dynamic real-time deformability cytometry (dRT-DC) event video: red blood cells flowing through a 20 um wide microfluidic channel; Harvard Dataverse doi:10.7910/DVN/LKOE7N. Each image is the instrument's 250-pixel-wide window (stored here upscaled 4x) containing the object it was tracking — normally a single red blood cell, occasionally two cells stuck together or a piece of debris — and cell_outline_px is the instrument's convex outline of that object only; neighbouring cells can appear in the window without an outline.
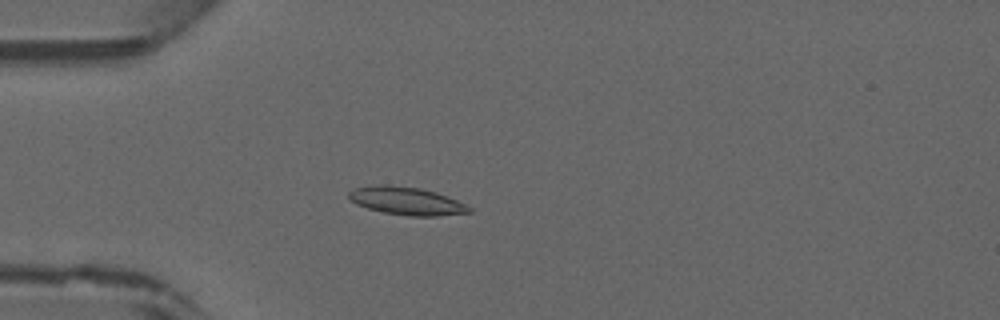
{"species": "common noctule bat (a hibernating species)", "species_latin": "Nyctalus noctula", "temperature_condition": "warm", "stored_images_in_passage": 29, "camera_frame_rate_fps": 3000, "um_per_image_px": 0.085, "animal": {"sex": "male", "forearm_length_mm": 52.5}, "frame": {"image": 1, "passage_image": 13, "time_ms": 4.0, "image_size_px": [1000, 320], "cell_outline_px": [[472, 212], [436, 216], [408, 216], [384, 212], [368, 208], [356, 204], [348, 196], [348, 192], [352, 188], [372, 184], [384, 184], [420, 188], [436, 192], [456, 200], [472, 208]], "centroid_in_image_um": [34.52, 17.07], "position_along_channel_um": 50.5, "area_um2": 19.59}}
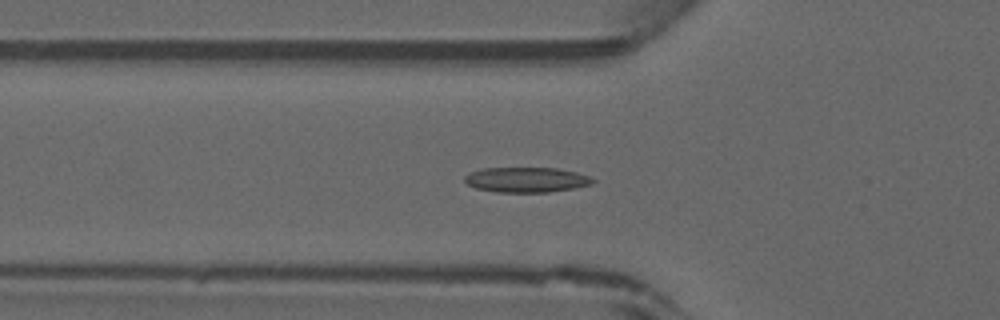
{"frame": {"image": 2, "passage_image": 16, "time_ms": 5.0, "image_size_px": [1000, 320], "cell_outline_px": [[596, 180], [592, 184], [572, 188], [548, 192], [496, 192], [476, 188], [468, 184], [464, 180], [464, 176], [468, 172], [484, 168], [556, 168], [576, 172], [588, 176]], "centroid_in_image_um": [44.71, 15.27], "position_along_channel_um": 81.1, "area_um2": 18.67}}
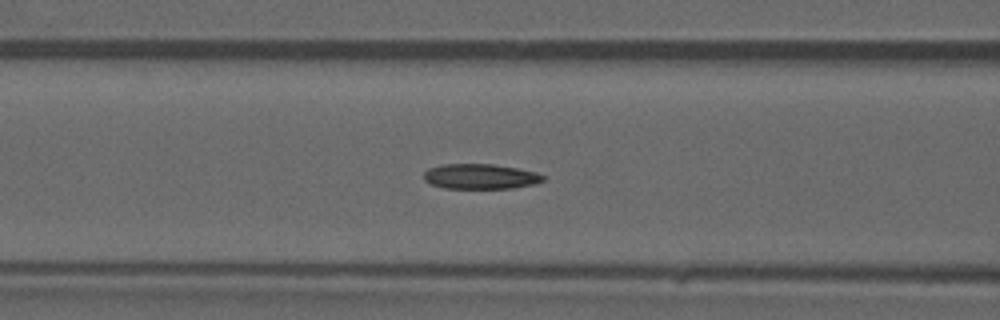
{"frame": {"image": 3, "passage_image": 19, "time_ms": 6.0, "image_size_px": [1000, 320], "cell_outline_px": [[548, 176], [544, 180], [536, 184], [512, 188], [444, 188], [432, 184], [424, 180], [424, 172], [428, 168], [440, 164], [492, 164], [516, 168], [536, 172]], "centroid_in_image_um": [40.85, 14.99], "position_along_channel_um": 125.7, "area_um2": 17.57}}